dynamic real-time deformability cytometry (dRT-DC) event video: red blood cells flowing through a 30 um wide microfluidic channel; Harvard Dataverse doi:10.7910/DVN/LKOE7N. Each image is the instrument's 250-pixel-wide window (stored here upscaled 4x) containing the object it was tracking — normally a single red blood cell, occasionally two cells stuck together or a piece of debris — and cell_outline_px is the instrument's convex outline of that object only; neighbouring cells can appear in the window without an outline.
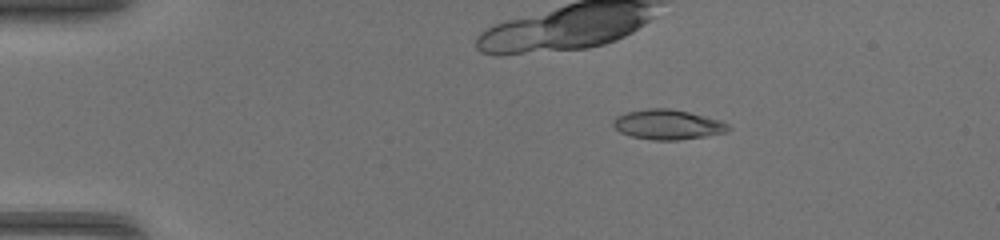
{"species": "common noctule bat (a hibernating species)", "species_latin": "Nyctalus noctula", "temperature_condition": "warm", "stored_images_in_passage": 45, "camera_frame_rate_fps": 3000, "um_per_image_px": 0.085, "animal": {"sex": "female", "body_mass_g": 17.0, "forearm_length_mm": 48.0}, "frame": {"image": 1, "passage_image": 9, "time_ms": 2.667, "image_size_px": [1000, 240], "cell_outline_px": [[732, 128], [728, 132], [704, 136], [676, 140], [652, 140], [632, 136], [620, 132], [612, 124], [612, 120], [616, 116], [628, 112], [648, 108], [668, 108], [688, 112], [720, 120], [728, 124]], "centroid_in_image_um": [56.76, 10.59], "position_along_channel_um": 28.2, "area_um2": 19.94}}
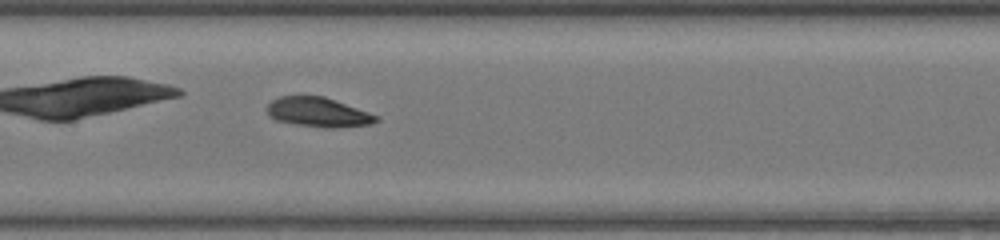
{"frame": {"image": 2, "passage_image": 24, "time_ms": 7.667, "image_size_px": [1000, 240], "cell_outline_px": [[380, 120], [372, 124], [336, 128], [324, 128], [296, 124], [276, 120], [268, 116], [268, 104], [272, 100], [280, 96], [324, 96], [380, 116]], "centroid_in_image_um": [27.08, 9.55], "position_along_channel_um": 180.3, "area_um2": 18.84}}
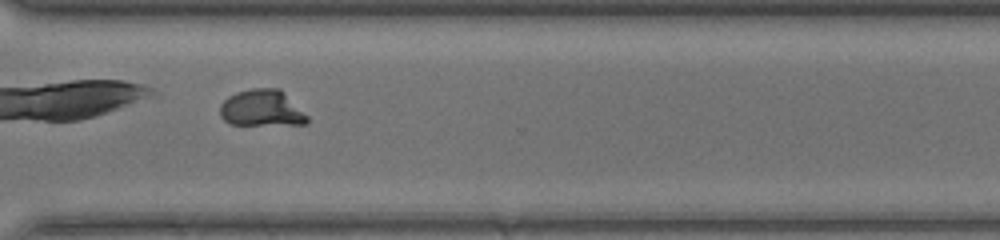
{"frame": {"image": 3, "passage_image": 35, "time_ms": 11.333, "image_size_px": [1000, 240], "cell_outline_px": [[308, 124], [228, 124], [220, 116], [220, 104], [228, 96], [236, 92], [252, 88], [280, 88], [308, 116]], "centroid_in_image_um": [22.24, 9.18], "position_along_channel_um": 348.4, "area_um2": 18.55}}